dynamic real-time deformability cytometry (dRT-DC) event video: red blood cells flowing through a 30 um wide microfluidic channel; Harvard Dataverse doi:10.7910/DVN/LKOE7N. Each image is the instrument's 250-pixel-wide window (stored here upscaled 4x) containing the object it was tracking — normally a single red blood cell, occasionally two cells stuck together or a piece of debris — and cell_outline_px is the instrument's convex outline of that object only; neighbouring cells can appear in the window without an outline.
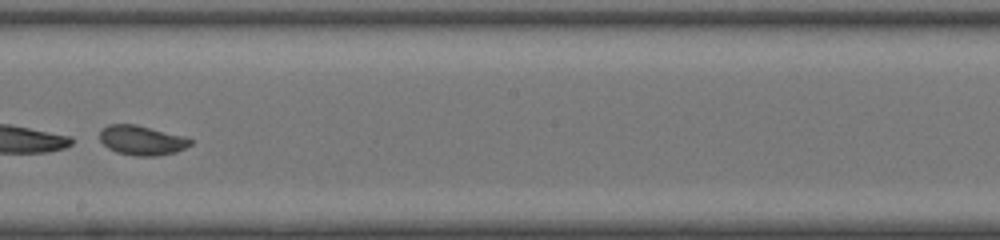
{"species": "common noctule bat (a hibernating species)", "species_latin": "Nyctalus noctula", "temperature_condition": "room temperature", "stored_images_in_passage": 43, "segment_of_instrument_passage": [2, 2], "camera_frame_rate_fps": 3000, "um_per_image_px": 0.085, "animal": {"sex": "female", "body_mass_g": 20.0, "forearm_length_mm": 54.0}, "frame": {"image": 1, "passage_image": 24, "time_ms": 7.667, "image_size_px": [1000, 240], "cell_outline_px": [[192, 144], [176, 152], [156, 156], [136, 156], [116, 152], [108, 148], [100, 140], [100, 132], [108, 124], [136, 124], [184, 136], [192, 140]], "centroid_in_image_um": [12.06, 11.93], "position_along_channel_um": 236.1, "area_um2": 15.61}}